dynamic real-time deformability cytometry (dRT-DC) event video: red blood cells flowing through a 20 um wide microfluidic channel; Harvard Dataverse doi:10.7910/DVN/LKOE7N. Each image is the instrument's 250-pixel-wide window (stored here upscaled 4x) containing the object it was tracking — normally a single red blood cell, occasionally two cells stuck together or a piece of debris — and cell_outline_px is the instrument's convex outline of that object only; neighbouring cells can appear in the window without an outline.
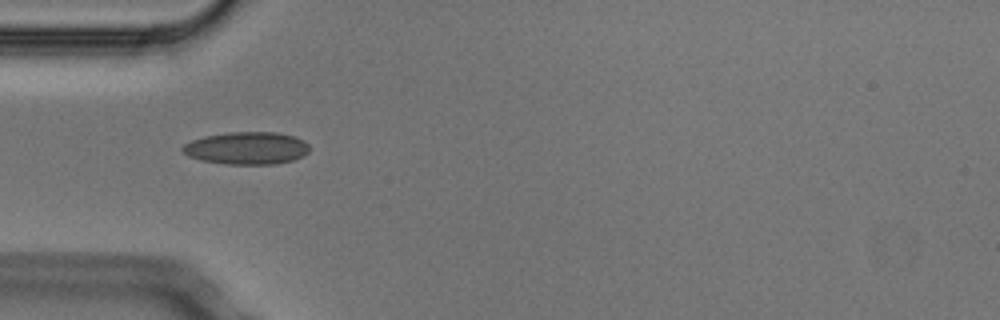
{"species": "Egyptian fruit bat (a non-hibernating species)", "species_latin": "Rousettus aegyptiacus", "temperature_condition": "cold", "stored_images_in_passage": 6, "camera_frame_rate_fps": 3000, "um_per_image_px": 0.085, "animal": {"sex": "male"}, "frame": {"image": 1, "passage_image": 1, "time_ms": 0.0, "image_size_px": [1000, 320], "cell_outline_px": [[308, 152], [304, 156], [292, 160], [272, 164], [224, 164], [200, 160], [188, 156], [180, 148], [184, 144], [192, 140], [204, 136], [228, 132], [276, 132], [292, 136], [304, 140], [308, 144]], "centroid_in_image_um": [20.95, 12.59], "position_along_channel_um": 64.1, "area_um2": 24.04}}
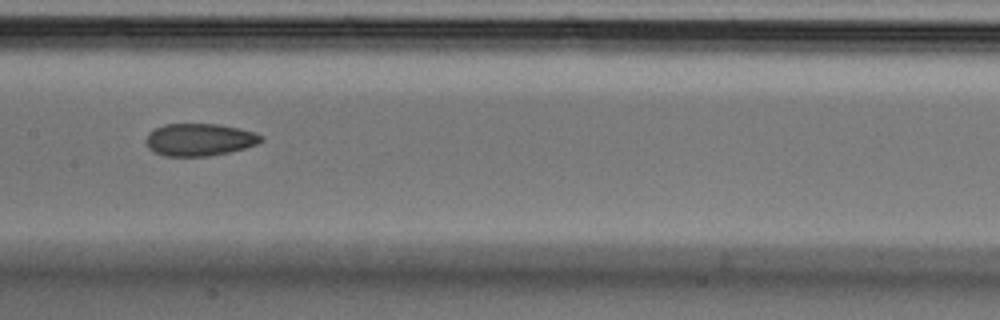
{"frame": {"image": 2, "passage_image": 4, "time_ms": 1.0, "image_size_px": [1000, 320], "cell_outline_px": [[264, 140], [256, 144], [244, 148], [228, 152], [208, 156], [164, 156], [152, 152], [148, 148], [144, 140], [148, 132], [164, 124], [216, 124], [240, 128], [256, 132], [264, 136]], "centroid_in_image_um": [16.93, 11.87], "position_along_channel_um": 190.5, "area_um2": 21.96}}
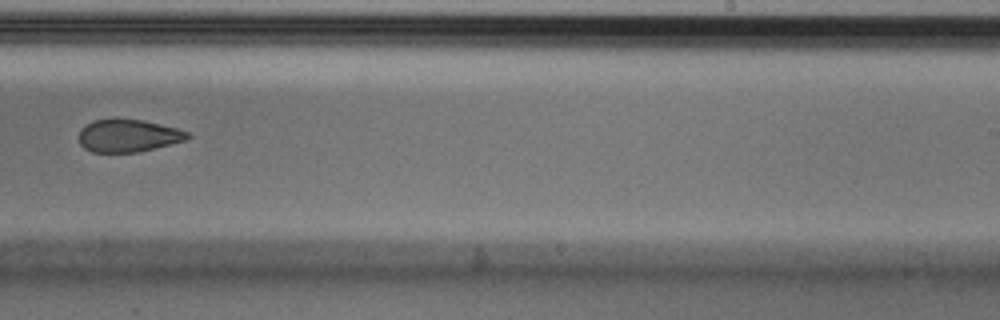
{"frame": {"image": 3, "passage_image": 6, "time_ms": 1.667, "image_size_px": [1000, 320], "cell_outline_px": [[192, 136], [188, 140], [140, 152], [92, 152], [84, 148], [80, 144], [80, 128], [92, 120], [140, 120], [160, 124], [176, 128], [188, 132]], "centroid_in_image_um": [10.92, 11.55], "position_along_channel_um": 278.1, "area_um2": 20.52}}